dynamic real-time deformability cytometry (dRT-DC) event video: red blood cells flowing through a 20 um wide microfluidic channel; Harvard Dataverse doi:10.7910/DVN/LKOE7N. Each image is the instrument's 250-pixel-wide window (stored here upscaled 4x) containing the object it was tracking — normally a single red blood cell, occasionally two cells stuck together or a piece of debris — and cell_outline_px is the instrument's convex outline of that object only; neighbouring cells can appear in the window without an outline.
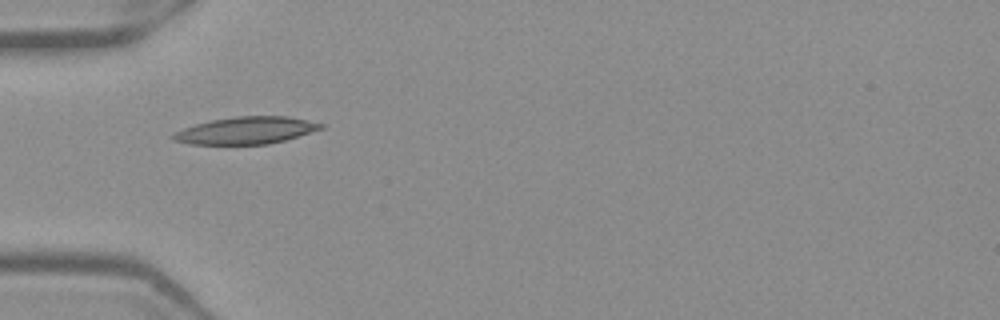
{"species": "Egyptian fruit bat (a non-hibernating species)", "species_latin": "Rousettus aegyptiacus", "temperature_condition": "warm", "stored_images_in_passage": 4, "camera_frame_rate_fps": 3000, "um_per_image_px": 0.085, "frame": {"image": 1, "passage_image": 1, "time_ms": 0.0, "image_size_px": [1000, 320], "cell_outline_px": [[324, 128], [284, 140], [268, 144], [188, 144], [172, 140], [168, 136], [184, 128], [196, 124], [212, 120], [236, 116], [288, 116], [308, 120], [324, 124]], "centroid_in_image_um": [20.89, 11.09], "position_along_channel_um": 64.1, "area_um2": 23.29}}
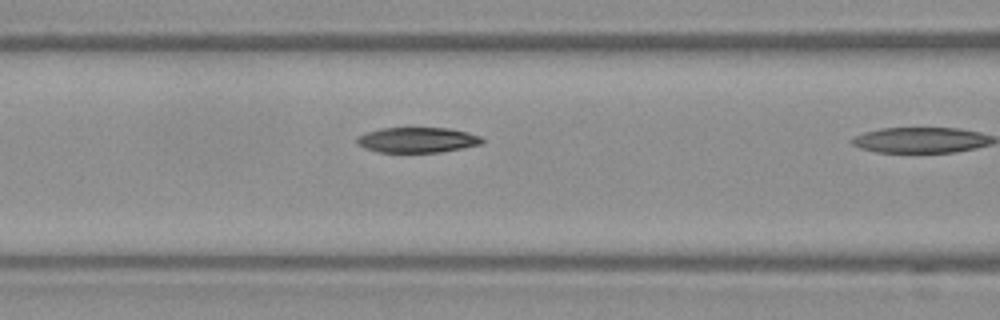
{"frame": {"image": 2, "passage_image": 3, "time_ms": 0.667, "image_size_px": [1000, 320], "cell_outline_px": [[484, 144], [464, 148], [440, 152], [376, 152], [364, 148], [356, 144], [356, 136], [380, 128], [448, 128], [468, 132], [480, 136], [484, 140]], "centroid_in_image_um": [35.47, 11.9], "position_along_channel_um": 131.1, "area_um2": 18.67}}